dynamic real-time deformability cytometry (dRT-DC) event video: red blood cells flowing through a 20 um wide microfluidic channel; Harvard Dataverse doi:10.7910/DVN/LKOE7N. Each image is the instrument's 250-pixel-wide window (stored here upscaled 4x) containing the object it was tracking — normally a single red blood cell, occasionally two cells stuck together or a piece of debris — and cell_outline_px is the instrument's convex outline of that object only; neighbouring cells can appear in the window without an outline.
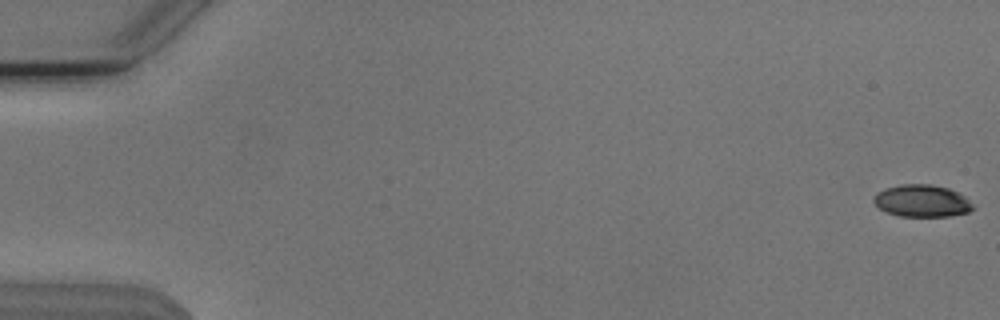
{"species": "Egyptian fruit bat (a non-hibernating species)", "species_latin": "Rousettus aegyptiacus", "temperature_condition": "cold", "stored_images_in_passage": 55, "camera_frame_rate_fps": 3000, "um_per_image_px": 0.085, "animal": {"sex": "male"}, "frame": {"image": 1, "passage_image": 1, "time_ms": 0.0, "image_size_px": [1000, 320], "cell_outline_px": [[976, 208], [968, 212], [948, 216], [900, 216], [884, 212], [872, 200], [876, 192], [884, 188], [900, 184], [928, 184], [948, 188], [964, 196]], "centroid_in_image_um": [78.33, 17.07], "position_along_channel_um": 6.7, "area_um2": 18.61}}
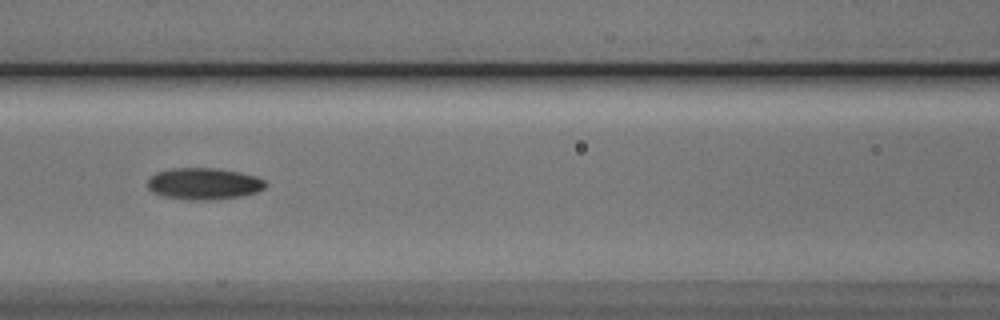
{"frame": {"image": 2, "passage_image": 25, "time_ms": 8.0, "image_size_px": [1000, 320], "cell_outline_px": [[268, 184], [264, 188], [256, 192], [240, 196], [216, 200], [192, 200], [164, 196], [152, 192], [148, 188], [148, 180], [156, 172], [172, 168], [216, 168], [240, 172], [256, 176], [264, 180]], "centroid_in_image_um": [17.34, 15.61], "position_along_channel_um": 149.3, "area_um2": 21.79}}
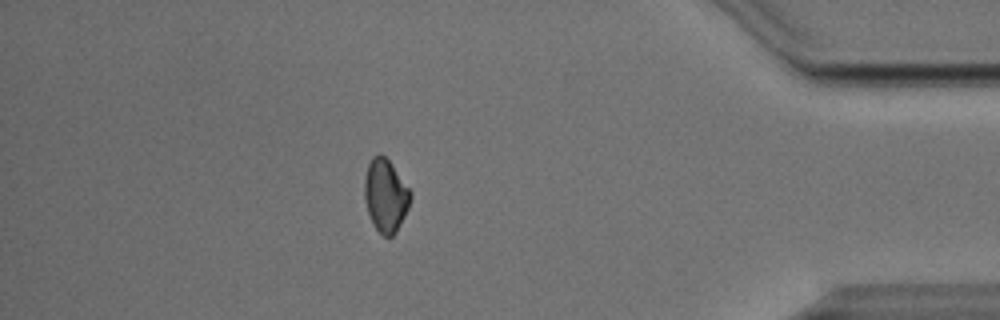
{"frame": {"image": 3, "passage_image": 48, "time_ms": 15.667, "image_size_px": [1000, 320], "cell_outline_px": [[412, 196], [408, 208], [396, 232], [392, 236], [384, 236], [372, 224], [364, 200], [364, 180], [368, 164], [372, 156], [380, 152], [392, 164], [412, 192]], "centroid_in_image_um": [32.77, 16.59], "position_along_channel_um": 402.4, "area_um2": 19.59}, "authors_computed_cell_mechanics": {"area_um2": 19.941, "velocity_mm_per_s": 3.8196, "shape_relaxation_time_tau1_ms": 3.7002, "shape_relaxation_time_tau2_ms": null, "deformation_change_tau1": 0.1005, "deformation_change_tau2": null}}